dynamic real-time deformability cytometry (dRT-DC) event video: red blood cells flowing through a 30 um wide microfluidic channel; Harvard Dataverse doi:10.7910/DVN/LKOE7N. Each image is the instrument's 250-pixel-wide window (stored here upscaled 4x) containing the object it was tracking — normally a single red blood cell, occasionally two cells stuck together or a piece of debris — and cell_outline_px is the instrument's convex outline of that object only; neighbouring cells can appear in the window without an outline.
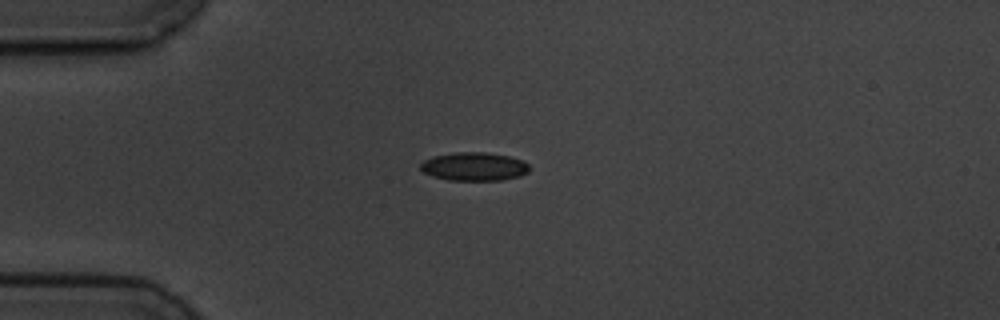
{"species": "common noctule bat (a hibernating species)", "species_latin": "Nyctalus noctula", "temperature_condition": "cold", "stored_images_in_passage": 3, "camera_frame_rate_fps": 3000, "um_per_image_px": 0.085, "animal": {"sex": "male", "body_mass_g": 19.5, "forearm_length_mm": 54.6}, "frame": {"image": 1, "passage_image": 1, "time_ms": 0.0, "image_size_px": [1000, 320], "cell_outline_px": [[528, 172], [520, 176], [500, 180], [448, 180], [424, 172], [420, 168], [420, 164], [424, 160], [432, 156], [452, 152], [484, 152], [508, 156], [520, 160], [528, 164]], "centroid_in_image_um": [40.28, 14.15], "position_along_channel_um": 44.7, "area_um2": 17.86}}
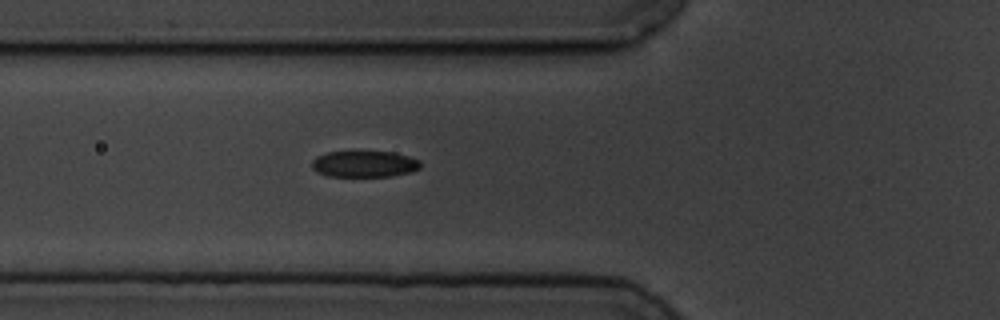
{"frame": {"image": 2, "passage_image": 3, "time_ms": 2.0, "image_size_px": [1000, 320], "cell_outline_px": [[420, 168], [412, 172], [392, 176], [328, 176], [316, 172], [312, 168], [312, 160], [316, 156], [328, 152], [352, 148], [356, 148], [392, 152], [408, 156], [420, 160]], "centroid_in_image_um": [30.93, 13.88], "position_along_channel_um": 94.9, "area_um2": 17.63}}